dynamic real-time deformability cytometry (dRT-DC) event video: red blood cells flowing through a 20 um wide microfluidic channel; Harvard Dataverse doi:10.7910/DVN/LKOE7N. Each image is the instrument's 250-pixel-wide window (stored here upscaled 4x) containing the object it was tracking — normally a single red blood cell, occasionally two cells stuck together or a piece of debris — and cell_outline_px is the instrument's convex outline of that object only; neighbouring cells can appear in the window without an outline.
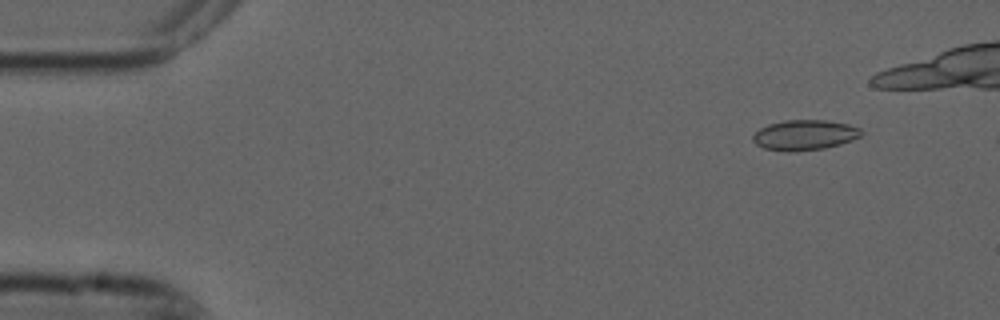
{"species": "common noctule bat (a hibernating species)", "species_latin": "Nyctalus noctula", "temperature_condition": "cold", "stored_images_in_passage": 2, "camera_frame_rate_fps": 3000, "um_per_image_px": 0.085, "animal": {"sex": "male", "forearm_length_mm": 52.5}, "frame": {"image": 1, "passage_image": 1, "time_ms": 0.0, "image_size_px": [1000, 320], "cell_outline_px": [[864, 132], [860, 136], [852, 140], [840, 144], [824, 148], [796, 152], [788, 152], [764, 148], [756, 144], [752, 140], [752, 136], [760, 128], [768, 124], [784, 120], [824, 120], [848, 124], [860, 128]], "centroid_in_image_um": [68.38, 11.48], "position_along_channel_um": 16.6, "area_um2": 19.19}}